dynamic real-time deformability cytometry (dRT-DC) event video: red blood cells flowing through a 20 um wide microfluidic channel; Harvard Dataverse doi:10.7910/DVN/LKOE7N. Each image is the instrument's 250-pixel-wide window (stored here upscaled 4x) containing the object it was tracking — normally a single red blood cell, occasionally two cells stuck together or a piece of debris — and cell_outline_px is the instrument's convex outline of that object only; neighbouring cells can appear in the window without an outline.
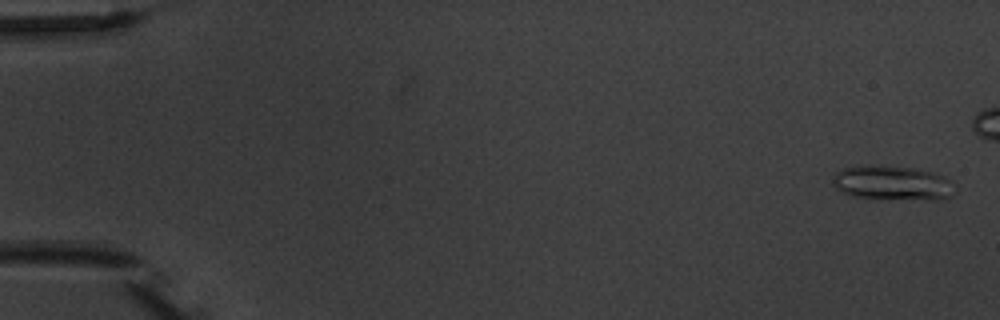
{"species": "common noctule bat (a hibernating species)", "species_latin": "Nyctalus noctula", "temperature_condition": "warm", "stored_images_in_passage": 6, "camera_frame_rate_fps": 3000, "um_per_image_px": 0.085, "animal": {"sex": "male", "body_mass_g": 20.1, "forearm_length_mm": 53.5}, "frame": {"image": 1, "passage_image": 1, "time_ms": 0.0, "image_size_px": [1000, 320], "cell_outline_px": [[956, 192], [940, 200], [868, 200], [848, 196], [836, 188], [832, 184], [832, 180], [836, 172], [844, 168], [868, 164], [872, 164], [912, 168], [932, 172], [944, 176], [952, 180]], "centroid_in_image_um": [75.83, 15.59], "position_along_channel_um": 9.2, "area_um2": 25.61}}